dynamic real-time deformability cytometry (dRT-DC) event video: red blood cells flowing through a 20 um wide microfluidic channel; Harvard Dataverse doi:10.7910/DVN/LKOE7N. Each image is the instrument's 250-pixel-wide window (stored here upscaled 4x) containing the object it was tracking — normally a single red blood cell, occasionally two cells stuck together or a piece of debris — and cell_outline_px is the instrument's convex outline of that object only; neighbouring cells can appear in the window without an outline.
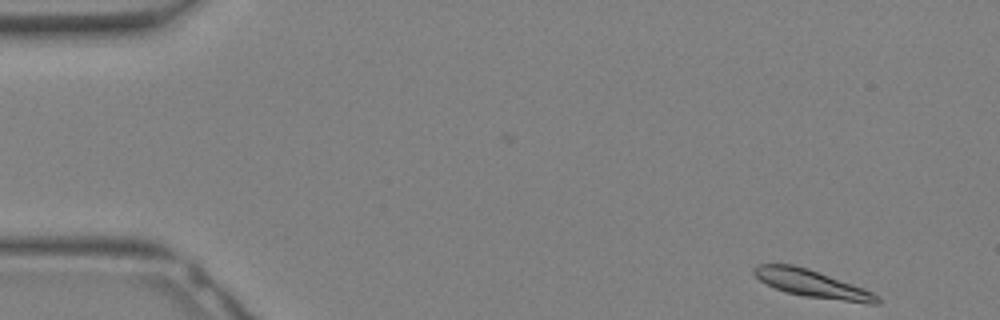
{"species": "Egyptian fruit bat (a non-hibernating species)", "species_latin": "Rousettus aegyptiacus", "temperature_condition": "warm", "stored_images_in_passage": 31, "camera_frame_rate_fps": 3000, "um_per_image_px": 0.085, "animal": {"sex": "female"}, "frame": {"image": 1, "passage_image": 1, "time_ms": 0.0, "image_size_px": [1000, 320], "cell_outline_px": [[880, 304], [868, 304], [804, 296], [784, 292], [760, 280], [752, 272], [752, 268], [756, 264], [792, 264], [808, 268], [864, 288], [872, 292], [880, 300]], "centroid_in_image_um": [69.02, 24.11], "position_along_channel_um": 16.0, "area_um2": 19.65}}
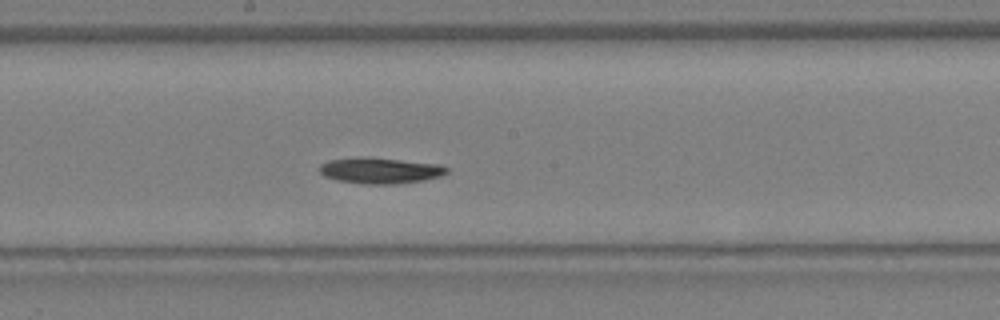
{"frame": {"image": 2, "passage_image": 16, "time_ms": 5.0, "image_size_px": [1000, 320], "cell_outline_px": [[448, 172], [440, 176], [424, 180], [396, 184], [364, 184], [336, 180], [324, 176], [316, 168], [320, 164], [328, 160], [360, 156], [364, 156], [440, 164], [448, 168]], "centroid_in_image_um": [32.26, 14.49], "position_along_channel_um": 215.9, "area_um2": 19.54}}
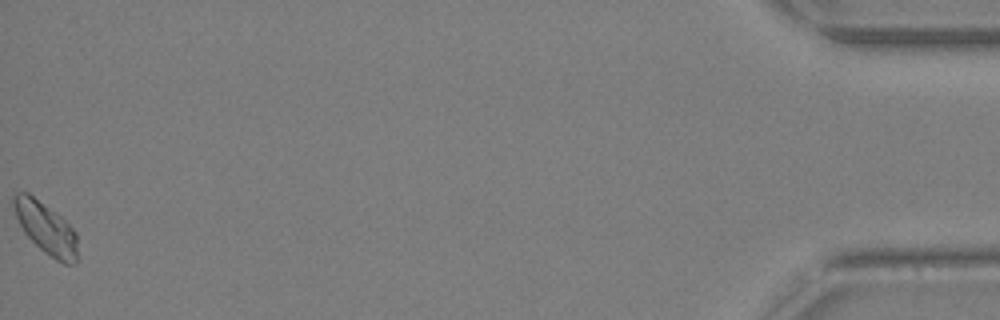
{"frame": {"image": 3, "passage_image": 31, "time_ms": 10.0, "image_size_px": [1000, 320], "cell_outline_px": [[76, 264], [64, 264], [56, 260], [44, 252], [24, 232], [16, 216], [12, 204], [12, 196], [16, 192], [28, 192], [60, 216], [76, 232]], "centroid_in_image_um": [3.88, 19.38], "position_along_channel_um": 431.3, "area_um2": 18.9}}